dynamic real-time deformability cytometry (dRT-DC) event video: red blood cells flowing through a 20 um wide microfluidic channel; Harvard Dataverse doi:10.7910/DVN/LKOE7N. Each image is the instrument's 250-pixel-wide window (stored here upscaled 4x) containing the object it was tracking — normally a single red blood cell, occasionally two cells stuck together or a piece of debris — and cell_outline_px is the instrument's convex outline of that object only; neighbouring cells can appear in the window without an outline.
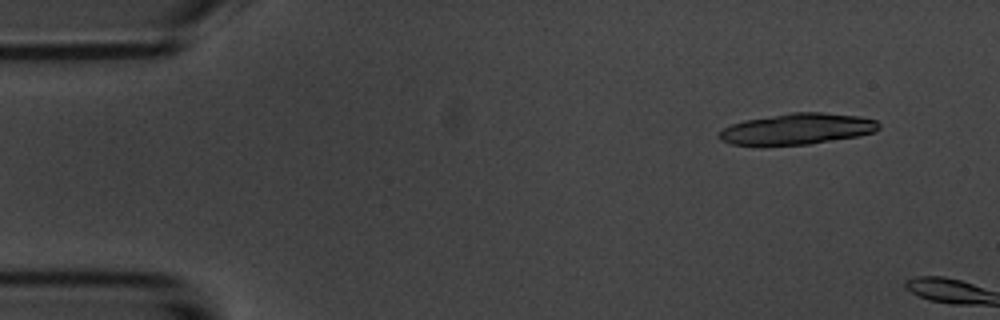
{"species": "common noctule bat (a hibernating species)", "species_latin": "Nyctalus noctula", "temperature_condition": "room temperature", "stored_images_in_passage": 2, "camera_frame_rate_fps": 3000, "um_per_image_px": 0.085, "animal": {"sex": "male", "body_mass_g": 20.1, "forearm_length_mm": 53.5}, "frame": {"image": 1, "passage_image": 1, "time_ms": 0.0, "image_size_px": [1000, 320], "cell_outline_px": [[880, 128], [876, 132], [856, 136], [808, 144], [764, 148], [760, 148], [732, 144], [720, 140], [716, 136], [724, 128], [732, 124], [744, 120], [792, 112], [824, 112], [860, 116], [876, 120], [880, 124]], "centroid_in_image_um": [67.7, 10.99], "position_along_channel_um": 17.3, "area_um2": 29.77}}